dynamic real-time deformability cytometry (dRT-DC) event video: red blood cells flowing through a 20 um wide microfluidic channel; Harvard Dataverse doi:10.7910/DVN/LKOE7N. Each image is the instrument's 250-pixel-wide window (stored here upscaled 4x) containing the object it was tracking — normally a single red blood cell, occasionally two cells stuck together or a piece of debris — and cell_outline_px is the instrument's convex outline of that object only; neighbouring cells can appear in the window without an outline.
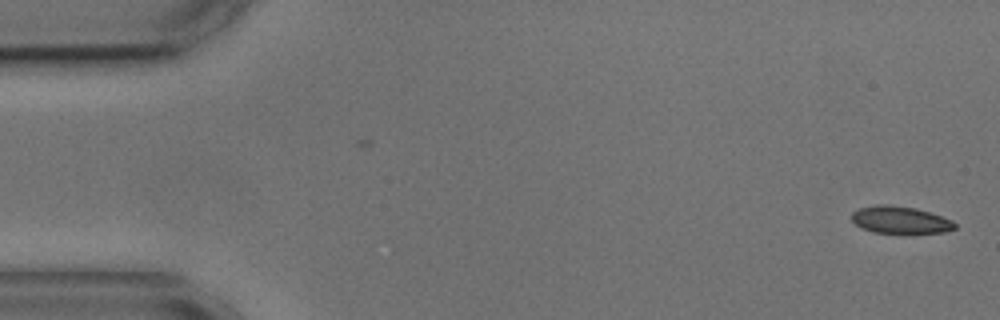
{"species": "common noctule bat (a hibernating species)", "species_latin": "Nyctalus noctula", "temperature_condition": "cold", "stored_images_in_passage": 2, "camera_frame_rate_fps": 3000, "um_per_image_px": 0.085, "animal": {"sex": "male", "body_mass_g": 17.9, "forearm_length_mm": 54.2}, "frame": {"image": 1, "passage_image": 2, "time_ms": 1.333, "image_size_px": [1000, 320], "cell_outline_px": [[956, 228], [944, 232], [904, 236], [872, 232], [856, 224], [852, 220], [852, 212], [860, 208], [876, 204], [884, 204], [916, 208], [952, 220], [956, 224]], "centroid_in_image_um": [76.54, 18.74], "position_along_channel_um": 8.5, "area_um2": 16.99}}